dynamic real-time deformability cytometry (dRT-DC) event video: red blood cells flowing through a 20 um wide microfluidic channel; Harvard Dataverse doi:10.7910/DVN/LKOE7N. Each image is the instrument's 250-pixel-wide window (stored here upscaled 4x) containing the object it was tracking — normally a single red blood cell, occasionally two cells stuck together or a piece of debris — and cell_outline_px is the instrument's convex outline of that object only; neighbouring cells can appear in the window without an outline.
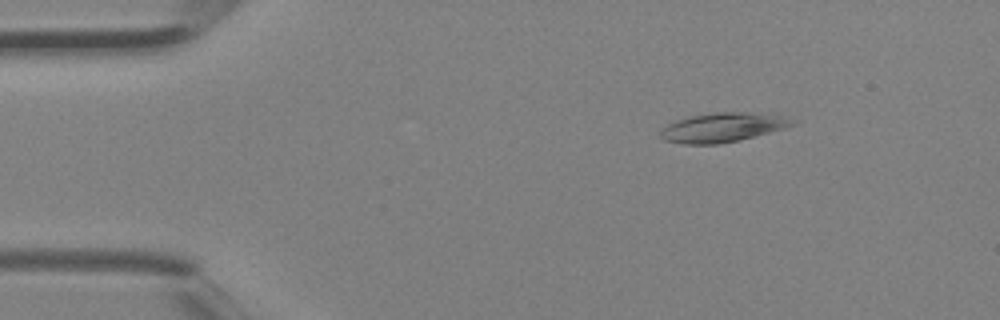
{"species": "Egyptian fruit bat (a non-hibernating species)", "species_latin": "Rousettus aegyptiacus", "temperature_condition": "room temperature", "stored_images_in_passage": 40, "camera_frame_rate_fps": 3000, "um_per_image_px": 0.085, "animal": {"sex": "female"}, "frame": {"image": 1, "passage_image": 6, "time_ms": 1.667, "image_size_px": [1000, 320], "cell_outline_px": [[792, 124], [784, 128], [740, 140], [720, 144], [684, 144], [664, 140], [660, 136], [660, 132], [668, 124], [676, 120], [688, 116], [716, 112], [744, 112], [784, 116]], "centroid_in_image_um": [61.33, 10.84], "position_along_channel_um": 23.7, "area_um2": 22.08}}
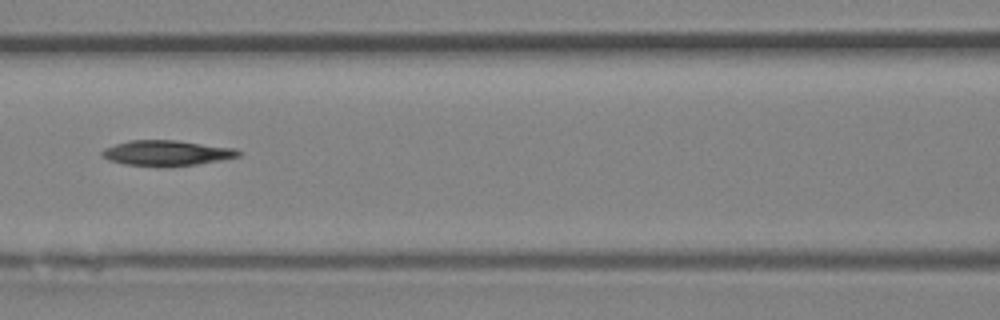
{"frame": {"image": 2, "passage_image": 18, "time_ms": 5.667, "image_size_px": [1000, 320], "cell_outline_px": [[244, 152], [240, 156], [220, 160], [196, 164], [124, 164], [108, 160], [100, 156], [100, 152], [104, 148], [128, 140], [176, 140], [236, 148]], "centroid_in_image_um": [14.18, 12.96], "position_along_channel_um": 152.4, "area_um2": 19.59}}
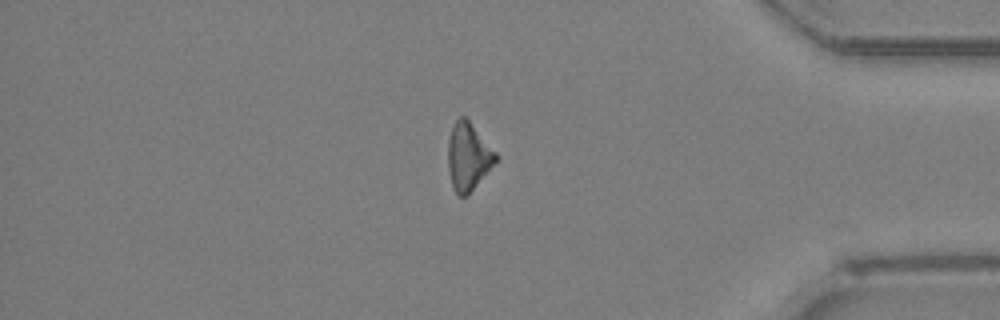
{"frame": {"image": 3, "passage_image": 34, "time_ms": 11.0, "image_size_px": [1000, 320], "cell_outline_px": [[500, 156], [472, 188], [464, 196], [460, 196], [456, 192], [452, 184], [448, 168], [448, 140], [452, 128], [456, 120], [460, 116], [464, 116], [468, 120]], "centroid_in_image_um": [39.79, 13.26], "position_along_channel_um": 395.4, "area_um2": 18.15}}